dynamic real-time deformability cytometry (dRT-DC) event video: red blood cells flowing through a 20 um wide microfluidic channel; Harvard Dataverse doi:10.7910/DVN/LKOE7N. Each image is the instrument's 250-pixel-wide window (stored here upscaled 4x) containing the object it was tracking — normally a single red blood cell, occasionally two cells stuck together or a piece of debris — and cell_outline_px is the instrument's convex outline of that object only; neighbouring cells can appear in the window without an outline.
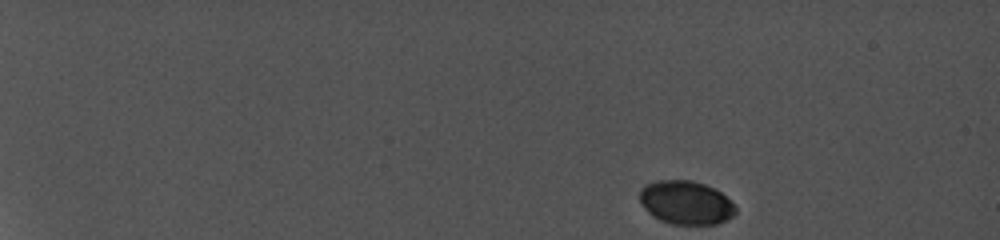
{"species": "common noctule bat (a hibernating species)", "species_latin": "Nyctalus noctula", "temperature_condition": "cold", "stored_images_in_passage": 48, "camera_frame_rate_fps": 5000, "um_per_image_px": 0.085, "animal": {"sex": "female", "body_mass_g": 19.0, "forearm_length_mm": 56.7}, "frame": {"image": 1, "passage_image": 1, "time_ms": 0.0, "image_size_px": [1000, 240], "cell_outline_px": [[736, 212], [732, 216], [716, 224], [672, 224], [660, 220], [652, 216], [644, 208], [640, 200], [640, 188], [644, 184], [656, 180], [692, 180], [704, 184], [720, 192], [736, 208]], "centroid_in_image_um": [58.25, 17.21], "position_along_channel_um": 26.8, "area_um2": 24.22}}
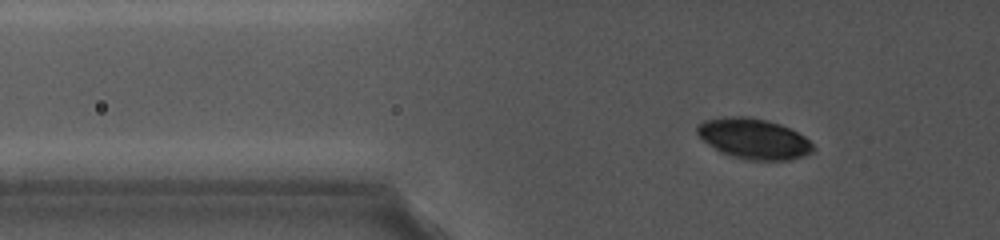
{"frame": {"image": 2, "passage_image": 24, "time_ms": 4.6, "image_size_px": [1000, 240], "cell_outline_px": [[816, 148], [812, 152], [804, 156], [788, 160], [748, 160], [732, 156], [720, 152], [708, 144], [696, 132], [696, 124], [704, 120], [732, 116], [748, 116], [768, 120], [780, 124], [804, 136]], "centroid_in_image_um": [64.06, 11.79], "position_along_channel_um": 61.7, "area_um2": 27.34}}
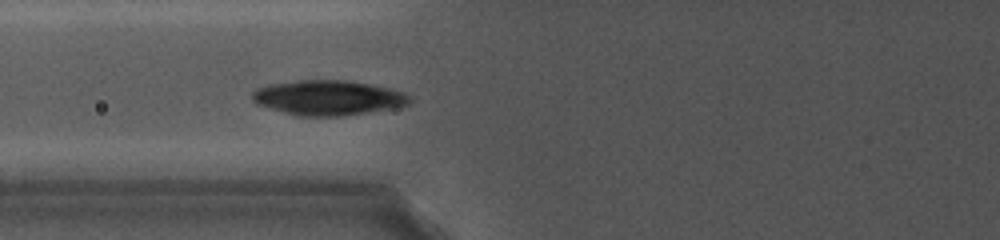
{"frame": {"image": 3, "passage_image": 33, "time_ms": 6.4, "image_size_px": [1000, 240], "cell_outline_px": [[412, 100], [408, 104], [396, 108], [344, 116], [296, 116], [268, 108], [256, 104], [252, 100], [252, 92], [256, 88], [268, 84], [296, 80], [348, 80], [372, 84], [392, 88], [404, 92], [412, 96]], "centroid_in_image_um": [27.91, 8.3], "position_along_channel_um": 97.9, "area_um2": 32.66}}